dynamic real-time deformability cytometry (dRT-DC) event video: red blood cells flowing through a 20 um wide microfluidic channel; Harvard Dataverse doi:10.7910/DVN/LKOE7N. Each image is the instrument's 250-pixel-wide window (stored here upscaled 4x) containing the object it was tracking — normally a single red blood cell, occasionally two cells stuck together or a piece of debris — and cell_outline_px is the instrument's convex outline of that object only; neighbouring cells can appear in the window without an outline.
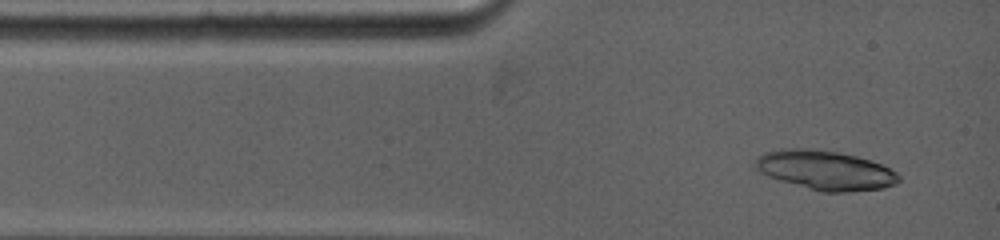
{"species": "common noctule bat (a hibernating species)", "species_latin": "Nyctalus noctula", "temperature_condition": "warm", "stored_images_in_passage": 1, "camera_frame_rate_fps": 5000, "um_per_image_px": 0.085, "animal": {"sex": "female", "body_mass_g": 19.0, "forearm_length_mm": 53.3}, "frame": {"image": 1, "passage_image": 1, "time_ms": 0.0, "image_size_px": [1000, 240], "cell_outline_px": [[900, 180], [896, 184], [884, 188], [844, 192], [820, 192], [780, 180], [768, 176], [760, 172], [752, 164], [756, 156], [764, 152], [780, 148], [808, 148], [836, 152], [856, 156], [880, 164], [896, 172], [900, 176]], "centroid_in_image_um": [70.1, 14.46], "position_along_channel_um": 14.9, "area_um2": 32.95}}